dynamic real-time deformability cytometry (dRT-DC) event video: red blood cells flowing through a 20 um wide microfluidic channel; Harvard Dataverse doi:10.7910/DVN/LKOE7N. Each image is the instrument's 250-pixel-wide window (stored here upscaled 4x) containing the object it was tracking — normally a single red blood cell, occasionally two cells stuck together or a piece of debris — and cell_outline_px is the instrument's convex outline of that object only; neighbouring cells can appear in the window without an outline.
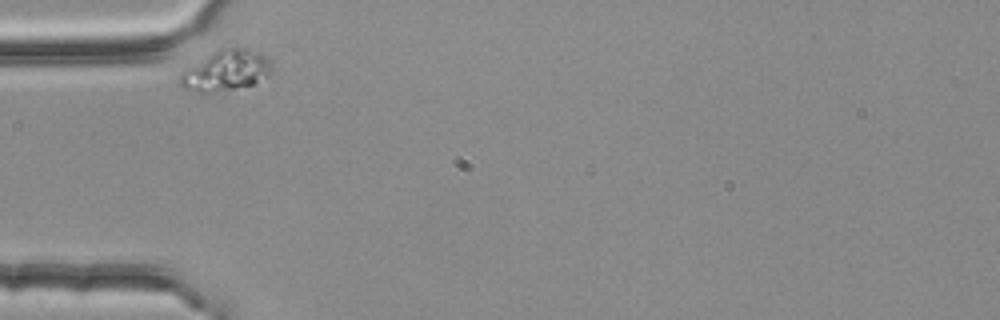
{"species": "common noctule bat (a hibernating species)", "species_latin": "Nyctalus noctula", "temperature_condition": "room temperature", "stored_images_in_passage": 1, "camera_frame_rate_fps": 3000, "um_per_image_px": 0.085, "animal": {"sex": "female", "body_mass_g": 25.1}, "frame": {"image": 1, "passage_image": 1, "time_ms": 0.0, "image_size_px": [1000, 320], "cell_outline_px": [[272, 72], [268, 76], [252, 84], [232, 88], [204, 92], [196, 92], [184, 88], [180, 84], [180, 76], [184, 72], [220, 48], [244, 48], [260, 52], [268, 60], [272, 68]], "centroid_in_image_um": [19.26, 5.99], "position_along_channel_um": 65.7, "area_um2": 20.69}}